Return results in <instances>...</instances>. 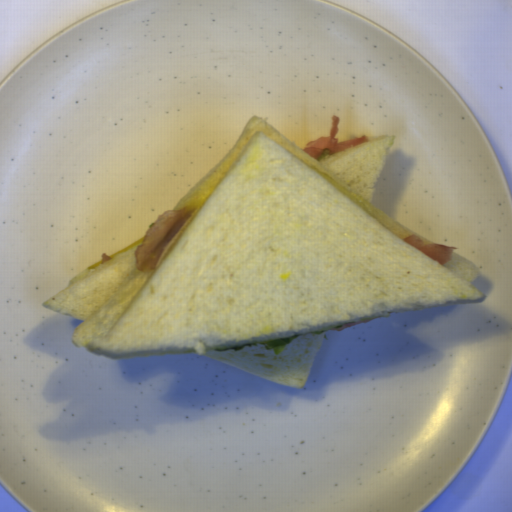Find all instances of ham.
<instances>
[{"instance_id": "obj_5", "label": "ham", "mask_w": 512, "mask_h": 512, "mask_svg": "<svg viewBox=\"0 0 512 512\" xmlns=\"http://www.w3.org/2000/svg\"><path fill=\"white\" fill-rule=\"evenodd\" d=\"M111 259H113L112 257H110L109 255H107L106 252H102L101 254V265L110 261Z\"/></svg>"}, {"instance_id": "obj_1", "label": "ham", "mask_w": 512, "mask_h": 512, "mask_svg": "<svg viewBox=\"0 0 512 512\" xmlns=\"http://www.w3.org/2000/svg\"><path fill=\"white\" fill-rule=\"evenodd\" d=\"M193 211L194 207L168 210L148 226L141 245L134 252L136 270H156L163 252Z\"/></svg>"}, {"instance_id": "obj_2", "label": "ham", "mask_w": 512, "mask_h": 512, "mask_svg": "<svg viewBox=\"0 0 512 512\" xmlns=\"http://www.w3.org/2000/svg\"><path fill=\"white\" fill-rule=\"evenodd\" d=\"M339 126V116H334L331 119L330 132L327 137H319L318 139L309 142L303 149L306 154L312 158L319 159V156L323 150H327L330 153H336L339 151L355 148L364 144H367L369 138L367 136H360L346 141L339 142L336 137L337 129Z\"/></svg>"}, {"instance_id": "obj_3", "label": "ham", "mask_w": 512, "mask_h": 512, "mask_svg": "<svg viewBox=\"0 0 512 512\" xmlns=\"http://www.w3.org/2000/svg\"><path fill=\"white\" fill-rule=\"evenodd\" d=\"M403 240L440 265L451 261L453 250L457 248L441 242H425L418 234L409 235Z\"/></svg>"}, {"instance_id": "obj_4", "label": "ham", "mask_w": 512, "mask_h": 512, "mask_svg": "<svg viewBox=\"0 0 512 512\" xmlns=\"http://www.w3.org/2000/svg\"><path fill=\"white\" fill-rule=\"evenodd\" d=\"M369 320L370 319H364V320L356 321V322H353V323H349V324H345V325H342V326L334 327V328H332L330 330H332L334 332H341L344 329H348V328H351L353 326L369 322Z\"/></svg>"}]
</instances>
